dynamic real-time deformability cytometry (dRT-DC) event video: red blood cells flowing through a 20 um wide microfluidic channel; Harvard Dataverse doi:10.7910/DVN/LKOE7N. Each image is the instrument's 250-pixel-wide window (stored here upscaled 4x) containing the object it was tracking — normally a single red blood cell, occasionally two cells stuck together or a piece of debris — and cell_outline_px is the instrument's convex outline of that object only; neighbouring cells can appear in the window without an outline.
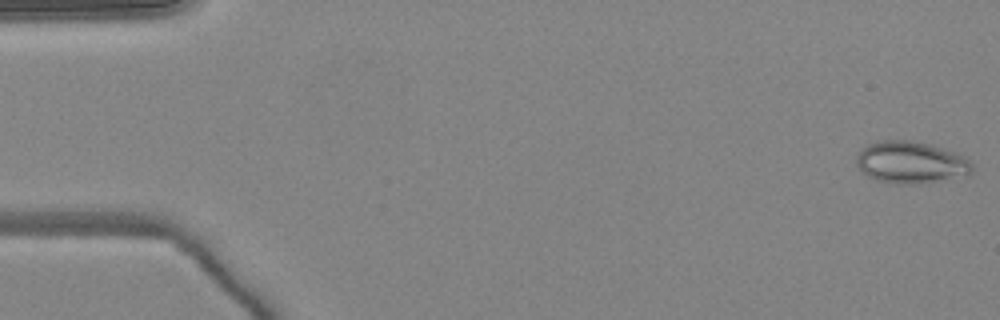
{"species": "common noctule bat (a hibernating species)", "species_latin": "Nyctalus noctula", "temperature_condition": "warm", "stored_images_in_passage": 50, "camera_frame_rate_fps": 3000, "um_per_image_px": 0.085, "animal": {"sex": "female", "body_mass_g": 24.6, "forearm_length_mm": 56.2}, "frame": {"image": 1, "passage_image": 1, "time_ms": 0.0, "image_size_px": [1000, 320], "cell_outline_px": [[972, 172], [968, 176], [920, 184], [896, 184], [876, 180], [868, 176], [856, 164], [856, 156], [868, 144], [876, 140], [912, 140], [944, 148], [968, 156], [972, 164]], "centroid_in_image_um": [77.48, 13.81], "position_along_channel_um": 7.5, "area_um2": 28.78}}
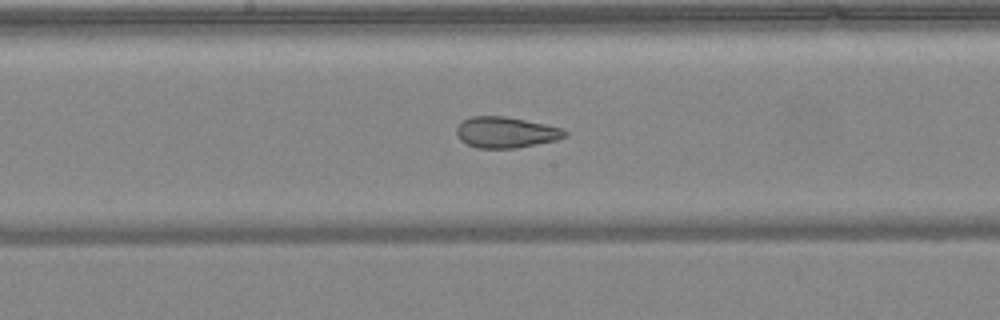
{"frame": {"image": 2, "passage_image": 26, "time_ms": 8.333, "image_size_px": [1000, 320], "cell_outline_px": [[568, 136], [556, 140], [516, 148], [476, 148], [460, 140], [456, 136], [456, 128], [464, 120], [472, 116], [504, 116], [564, 128], [568, 132]], "centroid_in_image_um": [43.01, 11.25], "position_along_channel_um": 205.2, "area_um2": 19.54}}
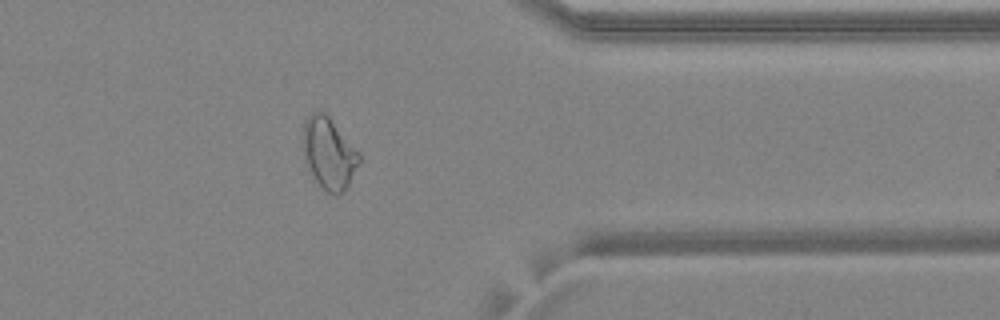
{"frame": {"image": 3, "passage_image": 40, "time_ms": 13.0, "image_size_px": [1000, 320], "cell_outline_px": [[360, 164], [348, 184], [336, 196], [328, 192], [312, 176], [304, 156], [304, 120], [312, 112], [324, 112], [328, 116], [360, 152]], "centroid_in_image_um": [27.98, 13.02], "position_along_channel_um": 383.4, "area_um2": 22.95}, "authors_computed_cell_mechanics": {"area_um2": 24.1315, "velocity_mm_per_s": 4.1194, "shape_relaxation_time_tau1_ms": null, "shape_relaxation_time_tau2_ms": 1.3324, "deformation_change_tau1": null, "deformation_change_tau2": 0.0708}}